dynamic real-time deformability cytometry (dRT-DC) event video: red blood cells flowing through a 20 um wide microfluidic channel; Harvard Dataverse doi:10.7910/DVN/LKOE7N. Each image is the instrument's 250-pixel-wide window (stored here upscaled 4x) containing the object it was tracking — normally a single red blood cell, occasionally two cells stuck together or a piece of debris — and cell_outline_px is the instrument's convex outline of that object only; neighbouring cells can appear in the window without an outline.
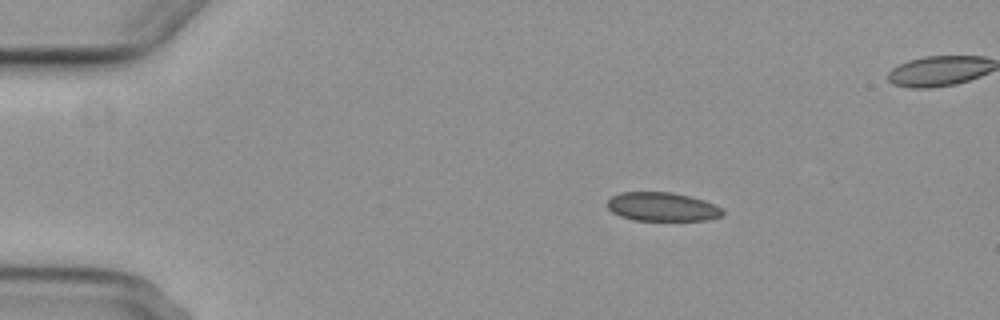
{"species": "common noctule bat (a hibernating species)", "species_latin": "Nyctalus noctula", "temperature_condition": "cold", "stored_images_in_passage": 4, "camera_frame_rate_fps": 3000, "um_per_image_px": 0.085, "animal": {"sex": "female", "body_mass_g": 29.2, "forearm_length_mm": 56.3}, "frame": {"image": 1, "passage_image": 3, "time_ms": 2.333, "image_size_px": [1000, 320], "cell_outline_px": [[724, 216], [708, 220], [632, 220], [620, 216], [612, 212], [608, 208], [608, 200], [612, 196], [620, 192], [672, 192], [704, 200], [720, 208], [724, 212]], "centroid_in_image_um": [56.28, 17.58], "position_along_channel_um": 28.7, "area_um2": 19.31}}